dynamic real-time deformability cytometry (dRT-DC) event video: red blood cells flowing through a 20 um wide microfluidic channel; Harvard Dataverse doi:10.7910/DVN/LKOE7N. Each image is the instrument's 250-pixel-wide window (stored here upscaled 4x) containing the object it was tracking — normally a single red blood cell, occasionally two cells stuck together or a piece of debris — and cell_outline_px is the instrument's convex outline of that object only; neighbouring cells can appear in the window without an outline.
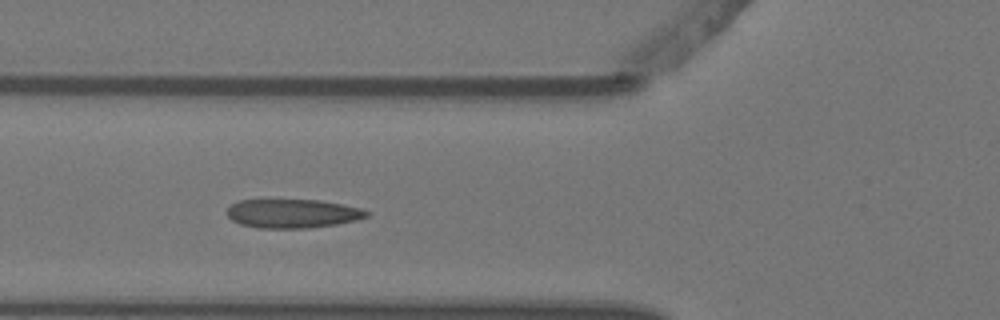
{"species": "Egyptian fruit bat (a non-hibernating species)", "species_latin": "Rousettus aegyptiacus", "temperature_condition": "warm", "stored_images_in_passage": 10, "camera_frame_rate_fps": 3000, "um_per_image_px": 0.085, "animal": {"sex": "female"}, "frame": {"image": 1, "passage_image": 5, "time_ms": 1.333, "image_size_px": [1000, 320], "cell_outline_px": [[372, 212], [368, 216], [356, 220], [336, 224], [304, 228], [260, 228], [240, 224], [232, 220], [228, 216], [228, 208], [236, 200], [320, 200], [360, 208]], "centroid_in_image_um": [24.87, 18.14], "position_along_channel_um": 100.9, "area_um2": 23.35}}
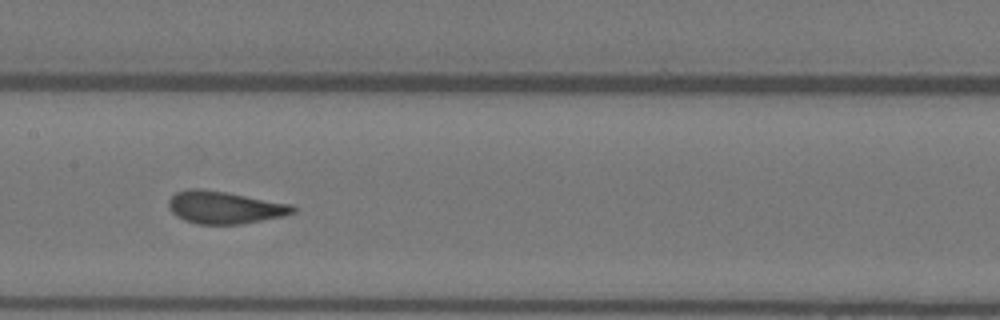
{"frame": {"image": 2, "passage_image": 7, "time_ms": 2.0, "image_size_px": [1000, 320], "cell_outline_px": [[296, 212], [284, 216], [240, 224], [196, 224], [184, 220], [176, 216], [168, 208], [168, 200], [176, 192], [188, 188], [200, 188], [224, 192], [292, 204], [296, 208]], "centroid_in_image_um": [19.07, 17.63], "position_along_channel_um": 188.3, "area_um2": 23.52}}
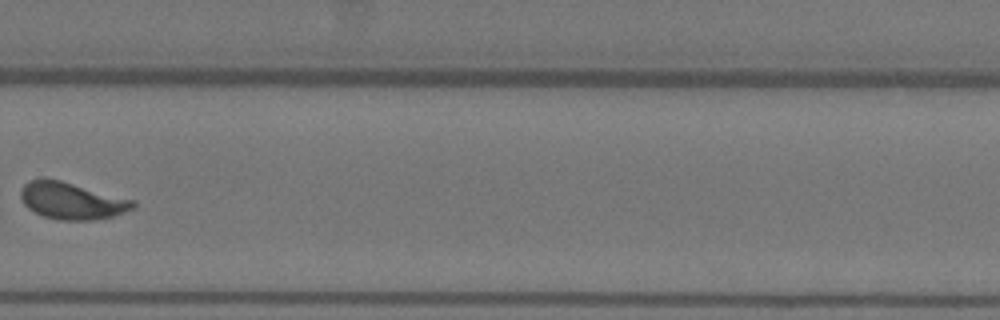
{"frame": {"image": 3, "passage_image": 10, "time_ms": 3.0, "image_size_px": [1000, 320], "cell_outline_px": [[136, 208], [112, 216], [92, 220], [56, 220], [44, 216], [28, 208], [24, 204], [20, 196], [20, 188], [28, 180], [60, 180], [136, 200]], "centroid_in_image_um": [6.13, 17.08], "position_along_channel_um": 323.7, "area_um2": 24.04}}